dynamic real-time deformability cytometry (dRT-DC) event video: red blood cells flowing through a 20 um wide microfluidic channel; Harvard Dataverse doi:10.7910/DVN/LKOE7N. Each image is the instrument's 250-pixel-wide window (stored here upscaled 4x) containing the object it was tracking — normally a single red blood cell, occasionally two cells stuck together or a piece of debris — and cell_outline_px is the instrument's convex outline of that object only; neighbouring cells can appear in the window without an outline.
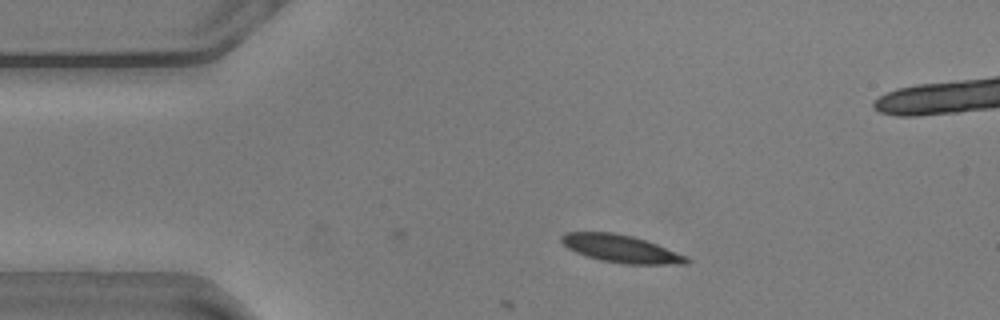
{"species": "common noctule bat (a hibernating species)", "species_latin": "Nyctalus noctula", "temperature_condition": "warm", "stored_images_in_passage": 7, "camera_frame_rate_fps": 3000, "um_per_image_px": 0.085, "animal": {"sex": "male", "body_mass_g": 20.5, "forearm_length_mm": 52.5}, "frame": {"image": 1, "passage_image": 7, "time_ms": 2.0, "image_size_px": [1000, 320], "cell_outline_px": [[692, 260], [688, 264], [624, 264], [600, 260], [576, 252], [568, 248], [560, 240], [560, 236], [564, 232], [612, 232], [632, 236], [656, 244], [688, 256]], "centroid_in_image_um": [52.8, 21.14], "position_along_channel_um": 32.2, "area_um2": 20.11}}